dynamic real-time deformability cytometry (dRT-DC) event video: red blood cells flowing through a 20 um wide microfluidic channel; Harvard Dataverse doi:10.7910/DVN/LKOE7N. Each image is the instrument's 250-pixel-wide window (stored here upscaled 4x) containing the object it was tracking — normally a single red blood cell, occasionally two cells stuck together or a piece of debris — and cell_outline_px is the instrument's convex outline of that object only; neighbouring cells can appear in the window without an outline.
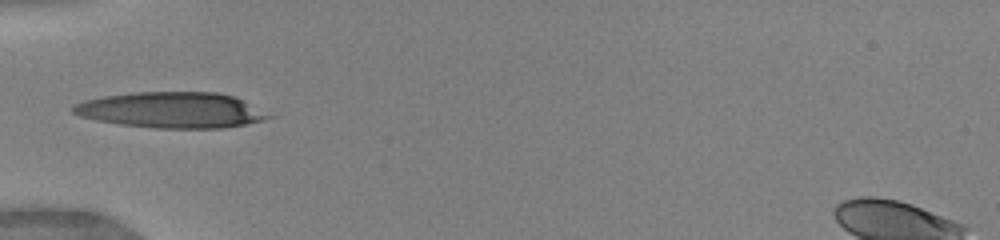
{"species": "human", "species_latin": "Homo sapiens", "temperature_condition": "warm", "stored_images_in_passage": 46, "camera_frame_rate_fps": 3000, "um_per_image_px": 0.085, "donor": {"sex": "female"}, "frame": {"image": 1, "passage_image": 1, "time_ms": 0.0, "image_size_px": [1000, 240], "cell_outline_px": [[276, 116], [264, 120], [224, 128], [156, 128], [120, 124], [96, 120], [80, 116], [72, 112], [72, 108], [76, 104], [84, 100], [104, 96], [136, 92], [216, 92], [236, 96]], "centroid_in_image_um": [14.63, 9.35], "position_along_channel_um": 70.4, "area_um2": 40.86}}
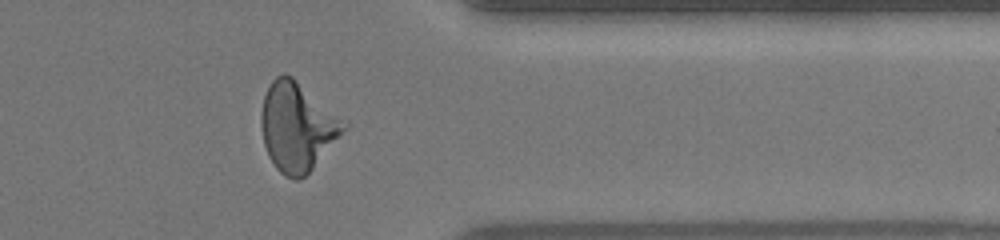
{"frame": {"image": 2, "passage_image": 33, "time_ms": 8.0, "image_size_px": [1000, 240], "cell_outline_px": [[348, 124], [312, 168], [300, 180], [296, 180], [284, 176], [276, 168], [268, 156], [264, 144], [260, 128], [260, 116], [264, 96], [272, 80], [276, 76], [284, 72], [292, 76]], "centroid_in_image_um": [25.19, 10.77], "position_along_channel_um": 386.2, "area_um2": 41.85}, "authors_computed_cell_mechanics": {"area_um2": 39.9687, "velocity_mm_per_s": 4.0415, "shape_relaxation_time_tau1_ms": 4.4169, "shape_relaxation_time_tau2_ms": 1.1683, "deformation_change_tau1": 0.2357, "deformation_change_tau2": 0.1117}}